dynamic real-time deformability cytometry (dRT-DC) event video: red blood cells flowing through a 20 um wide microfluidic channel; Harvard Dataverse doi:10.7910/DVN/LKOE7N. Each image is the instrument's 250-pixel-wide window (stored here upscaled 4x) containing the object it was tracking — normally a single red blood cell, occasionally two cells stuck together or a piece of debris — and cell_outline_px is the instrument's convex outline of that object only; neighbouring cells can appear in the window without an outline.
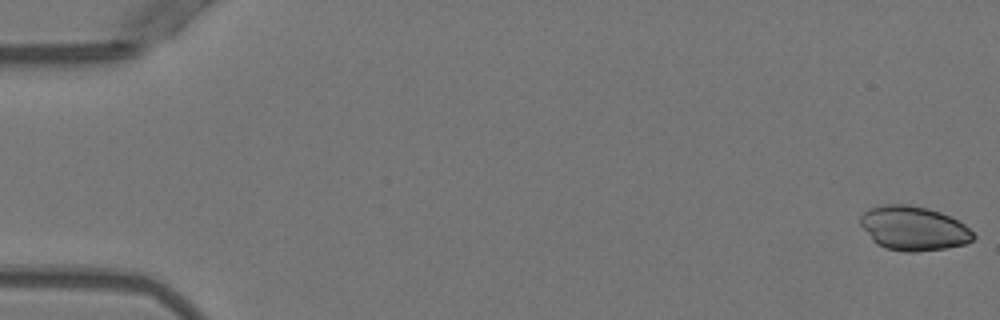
{"species": "Egyptian fruit bat (a non-hibernating species)", "species_latin": "Rousettus aegyptiacus", "temperature_condition": "warm", "stored_images_in_passage": 53, "camera_frame_rate_fps": 3000, "um_per_image_px": 0.085, "animal": {"sex": "female"}, "frame": {"image": 1, "passage_image": 1, "time_ms": 0.0, "image_size_px": [1000, 320], "cell_outline_px": [[976, 236], [972, 240], [964, 244], [944, 248], [916, 252], [904, 252], [884, 248], [876, 244], [872, 240], [860, 224], [860, 216], [868, 208], [884, 204], [908, 204], [928, 208], [940, 212], [964, 224]], "centroid_in_image_um": [77.61, 19.4], "position_along_channel_um": 7.4, "area_um2": 29.13}}
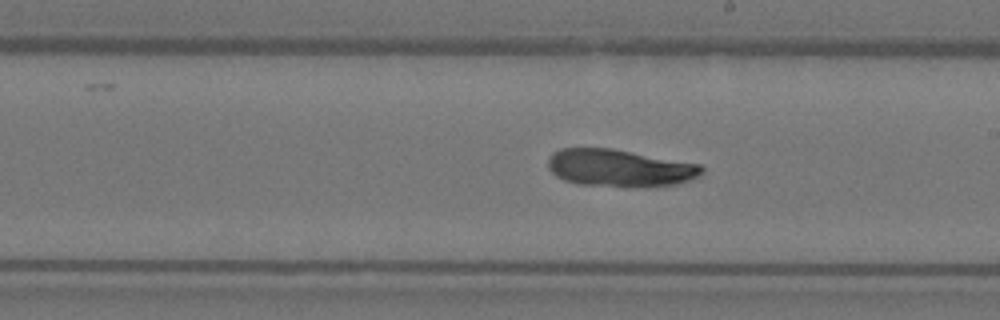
{"frame": {"image": 2, "passage_image": 30, "time_ms": 9.667, "image_size_px": [1000, 320], "cell_outline_px": [[704, 172], [700, 176], [676, 184], [648, 188], [576, 184], [564, 180], [556, 176], [548, 168], [548, 160], [552, 152], [560, 148], [612, 148], [700, 164], [704, 168]], "centroid_in_image_um": [52.67, 14.29], "position_along_channel_um": 236.3, "area_um2": 33.87}}
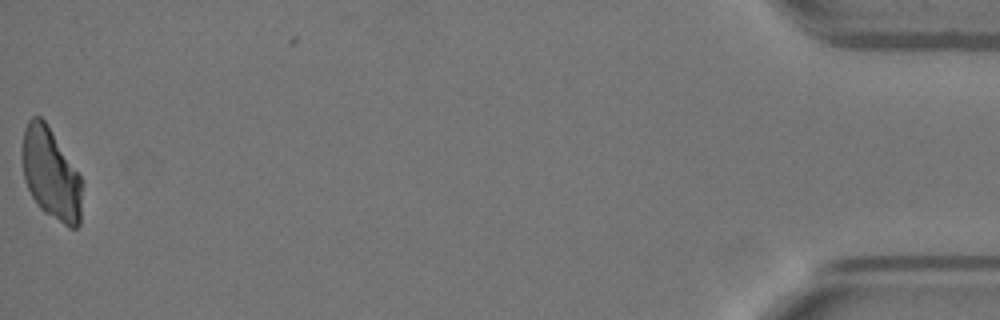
{"frame": {"image": 3, "passage_image": 52, "time_ms": 17.0, "image_size_px": [1000, 320], "cell_outline_px": [[80, 224], [76, 228], [68, 228], [44, 212], [36, 204], [24, 180], [24, 128], [28, 120], [32, 116], [40, 116], [44, 120], [80, 176]], "centroid_in_image_um": [4.32, 14.82], "position_along_channel_um": 430.9, "area_um2": 30.92}}